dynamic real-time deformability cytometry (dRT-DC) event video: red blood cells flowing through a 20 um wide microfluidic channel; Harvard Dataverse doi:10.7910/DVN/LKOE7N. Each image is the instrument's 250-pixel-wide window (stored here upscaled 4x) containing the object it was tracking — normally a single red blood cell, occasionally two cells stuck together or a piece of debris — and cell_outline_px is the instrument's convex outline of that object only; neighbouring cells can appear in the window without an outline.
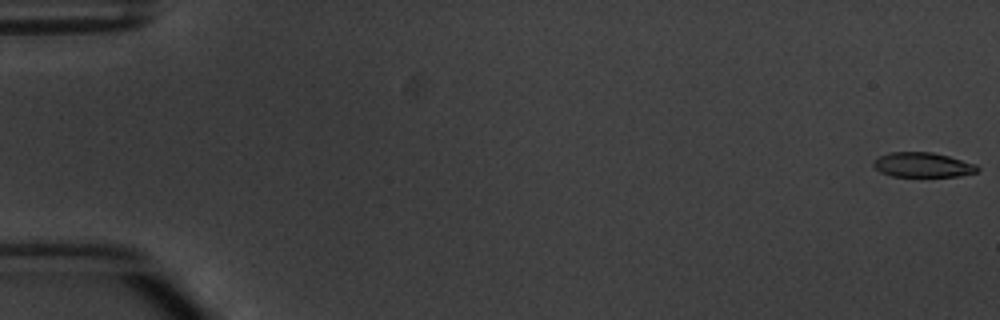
{"species": "common noctule bat (a hibernating species)", "species_latin": "Nyctalus noctula", "temperature_condition": "warm", "stored_images_in_passage": 8, "camera_frame_rate_fps": 3000, "um_per_image_px": 0.085, "animal": {"sex": "male", "body_mass_g": 20.1, "forearm_length_mm": 53.5}, "frame": {"image": 1, "passage_image": 1, "time_ms": 0.0, "image_size_px": [1000, 320], "cell_outline_px": [[980, 168], [976, 172], [960, 176], [892, 176], [880, 172], [872, 164], [872, 160], [888, 152], [932, 152], [948, 156], [976, 164]], "centroid_in_image_um": [78.41, 14.01], "position_along_channel_um": 6.6, "area_um2": 14.97}}
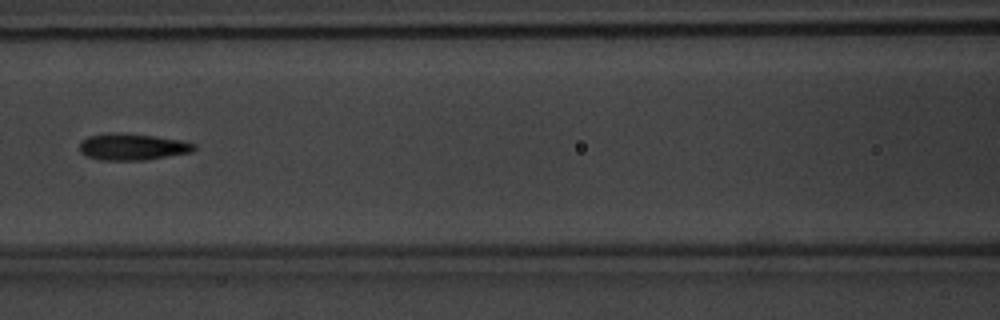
{"frame": {"image": 2, "passage_image": 7, "time_ms": 8.0, "image_size_px": [1000, 320], "cell_outline_px": [[196, 148], [192, 152], [144, 160], [100, 160], [88, 156], [80, 152], [80, 144], [88, 136], [112, 132], [116, 132], [156, 136], [180, 140], [196, 144]], "centroid_in_image_um": [11.27, 12.48], "position_along_channel_um": 155.3, "area_um2": 17.69}}
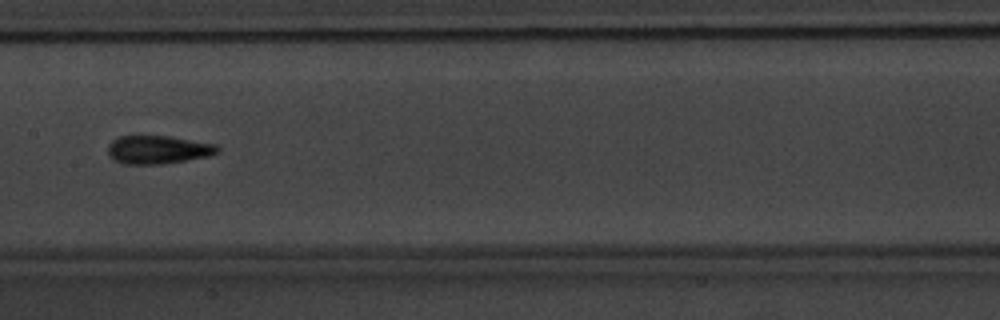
{"frame": {"image": 3, "passage_image": 8, "time_ms": 9.0, "image_size_px": [1000, 320], "cell_outline_px": [[220, 152], [208, 156], [160, 164], [124, 164], [112, 160], [108, 156], [108, 144], [112, 140], [120, 136], [136, 132], [168, 136], [216, 144], [220, 148]], "centroid_in_image_um": [13.35, 12.68], "position_along_channel_um": 194.1, "area_um2": 18.79}}